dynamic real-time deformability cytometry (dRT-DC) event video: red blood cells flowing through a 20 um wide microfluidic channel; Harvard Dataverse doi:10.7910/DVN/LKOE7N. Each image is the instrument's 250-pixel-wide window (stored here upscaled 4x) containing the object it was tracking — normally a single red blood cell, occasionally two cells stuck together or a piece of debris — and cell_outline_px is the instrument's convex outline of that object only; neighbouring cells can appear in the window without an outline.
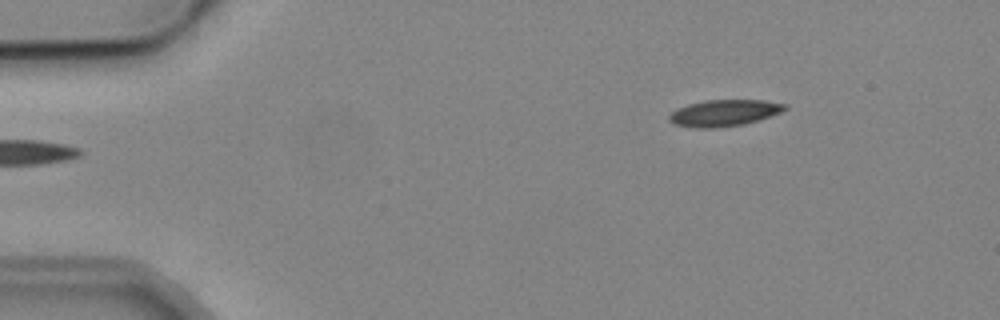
{"species": "common noctule bat (a hibernating species)", "species_latin": "Nyctalus noctula", "temperature_condition": "cold", "stored_images_in_passage": 5, "camera_frame_rate_fps": 3000, "um_per_image_px": 0.085, "animal": {"sex": "male", "body_mass_g": 19.2, "forearm_length_mm": 51.8}, "frame": {"image": 1, "passage_image": 1, "time_ms": 0.0, "image_size_px": [1000, 320], "cell_outline_px": [[788, 108], [780, 112], [744, 124], [716, 128], [696, 128], [672, 124], [668, 120], [668, 116], [676, 108], [688, 104], [704, 100], [764, 100], [788, 104]], "centroid_in_image_um": [61.51, 9.59], "position_along_channel_um": 23.5, "area_um2": 17.92}}
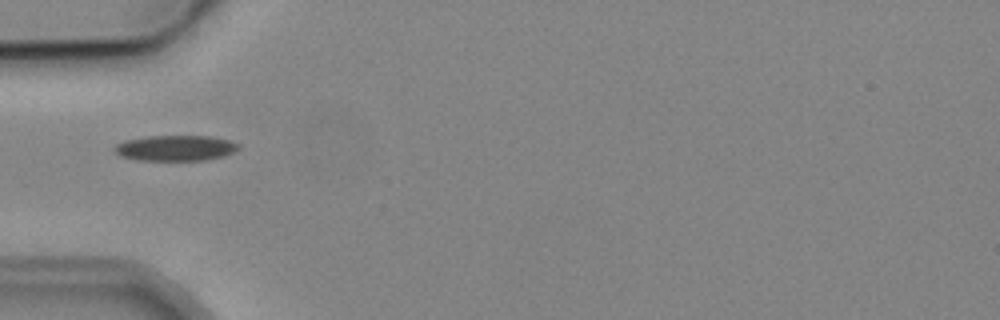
{"frame": {"image": 2, "passage_image": 3, "time_ms": 3.333, "image_size_px": [1000, 320], "cell_outline_px": [[240, 148], [224, 156], [204, 160], [136, 160], [120, 156], [112, 148], [116, 144], [124, 140], [148, 136], [212, 136], [228, 140], [240, 144]], "centroid_in_image_um": [14.9, 12.58], "position_along_channel_um": 70.1, "area_um2": 18.55}}
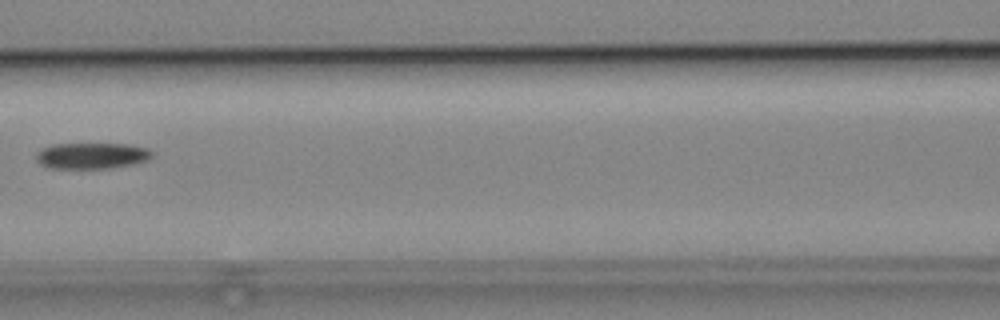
{"frame": {"image": 3, "passage_image": 5, "time_ms": 5.667, "image_size_px": [1000, 320], "cell_outline_px": [[152, 156], [148, 160], [132, 164], [108, 168], [48, 168], [40, 164], [36, 160], [36, 152], [52, 144], [132, 144], [148, 148], [152, 152]], "centroid_in_image_um": [7.8, 13.23], "position_along_channel_um": 158.8, "area_um2": 17.63}}